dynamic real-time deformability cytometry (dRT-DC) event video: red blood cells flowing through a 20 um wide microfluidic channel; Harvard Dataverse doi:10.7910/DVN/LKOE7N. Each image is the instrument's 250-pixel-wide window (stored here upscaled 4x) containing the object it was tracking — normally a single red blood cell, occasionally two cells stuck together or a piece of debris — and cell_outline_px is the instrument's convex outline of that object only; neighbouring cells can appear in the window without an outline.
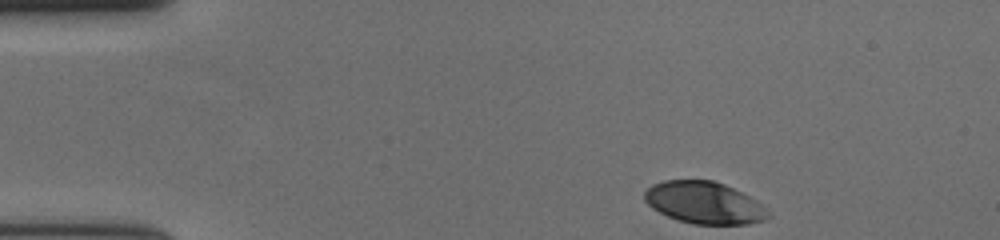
{"species": "human", "species_latin": "Homo sapiens", "temperature_condition": "cold", "stored_images_in_passage": 41, "camera_frame_rate_fps": 3000, "um_per_image_px": 0.085, "donor": {"sex": "female"}, "frame": {"image": 1, "passage_image": 1, "time_ms": 0.0, "image_size_px": [1000, 240], "cell_outline_px": [[772, 216], [768, 220], [748, 224], [692, 224], [668, 216], [652, 208], [644, 200], [644, 192], [652, 184], [664, 180], [712, 180], [724, 184], [756, 200], [768, 208]], "centroid_in_image_um": [59.9, 17.24], "position_along_channel_um": 25.1, "area_um2": 30.4}}
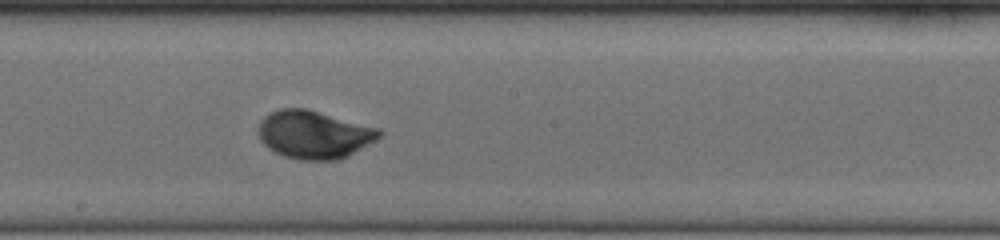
{"frame": {"image": 2, "passage_image": 24, "time_ms": 7.667, "image_size_px": [1000, 240], "cell_outline_px": [[384, 132], [376, 140], [348, 156], [340, 160], [300, 160], [284, 156], [268, 148], [260, 140], [260, 120], [264, 116], [280, 108], [308, 108], [380, 128]], "centroid_in_image_um": [26.73, 11.43], "position_along_channel_um": 221.5, "area_um2": 33.99}}
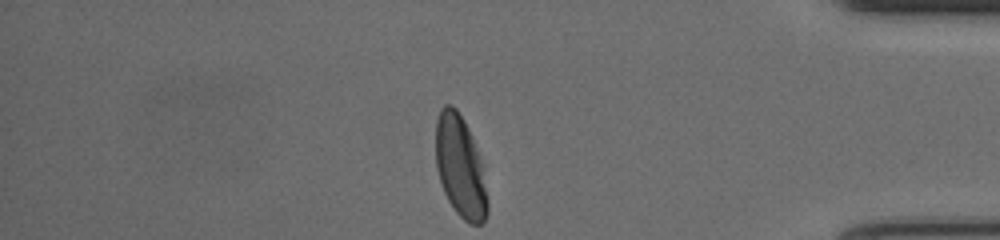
{"frame": {"image": 3, "passage_image": 41, "time_ms": 13.333, "image_size_px": [1000, 240], "cell_outline_px": [[488, 212], [484, 220], [480, 224], [468, 224], [456, 212], [448, 200], [444, 192], [436, 168], [436, 120], [440, 108], [444, 104], [452, 104], [456, 108], [464, 120], [472, 136], [484, 164], [488, 200]], "centroid_in_image_um": [39.15, 14.16], "position_along_channel_um": 396.1, "area_um2": 31.27}, "authors_computed_cell_mechanics": {"area_um2": 32.3102, "velocity_mm_per_s": 3.619, "shape_relaxation_time_tau1_ms": 2.7356, "shape_relaxation_time_tau2_ms": null, "deformation_change_tau1": 0.1609, "deformation_change_tau2": null}}